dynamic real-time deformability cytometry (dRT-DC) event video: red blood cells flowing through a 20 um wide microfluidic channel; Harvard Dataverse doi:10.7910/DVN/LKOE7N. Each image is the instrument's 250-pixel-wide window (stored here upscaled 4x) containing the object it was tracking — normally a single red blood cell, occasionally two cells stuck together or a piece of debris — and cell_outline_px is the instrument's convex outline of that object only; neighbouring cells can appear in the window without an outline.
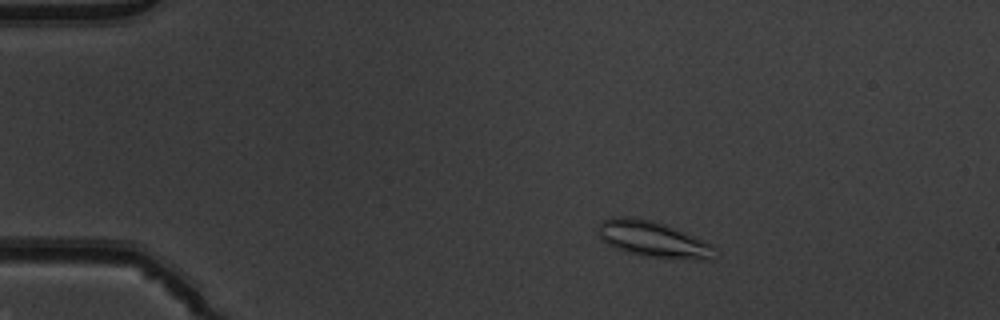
{"species": "common noctule bat (a hibernating species)", "species_latin": "Nyctalus noctula", "temperature_condition": "warm", "stored_images_in_passage": 52, "camera_frame_rate_fps": 3000, "um_per_image_px": 0.085, "animal": {"sex": "male", "body_mass_g": 19.5, "forearm_length_mm": 54.6}, "frame": {"image": 1, "passage_image": 9, "time_ms": 2.667, "image_size_px": [1000, 320], "cell_outline_px": [[720, 256], [712, 260], [700, 260], [644, 256], [628, 252], [616, 248], [600, 240], [596, 232], [600, 224], [604, 220], [612, 216], [632, 216], [652, 220], [664, 224], [712, 244], [720, 252]], "centroid_in_image_um": [55.55, 20.35], "position_along_channel_um": 29.4, "area_um2": 24.85}}
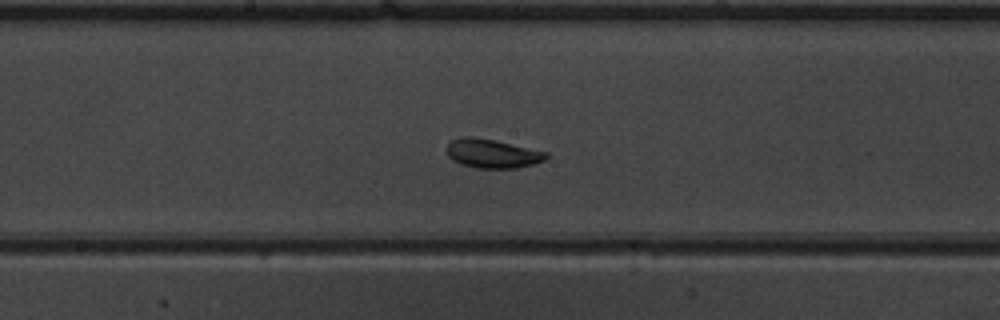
{"frame": {"image": 2, "passage_image": 28, "time_ms": 9.0, "image_size_px": [1000, 320], "cell_outline_px": [[548, 156], [544, 160], [532, 164], [516, 168], [476, 168], [460, 164], [452, 160], [448, 156], [448, 144], [452, 140], [464, 136], [472, 136], [496, 140], [548, 152]], "centroid_in_image_um": [41.84, 13.05], "position_along_channel_um": 206.4, "area_um2": 16.76}}
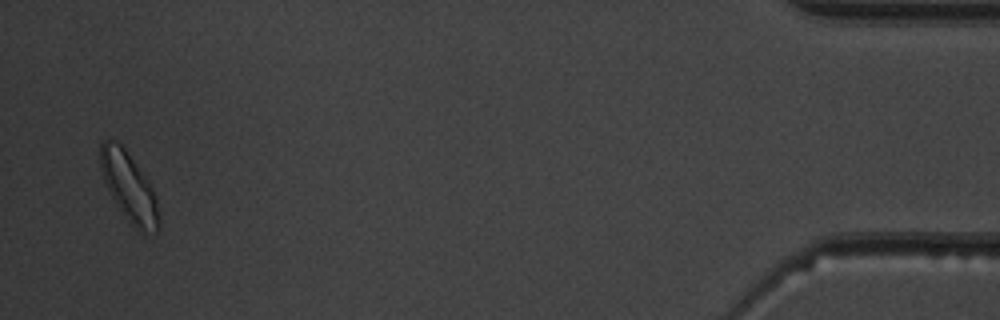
{"frame": {"image": 3, "passage_image": 51, "time_ms": 16.667, "image_size_px": [1000, 320], "cell_outline_px": [[160, 228], [156, 232], [140, 232], [128, 220], [116, 204], [104, 180], [100, 168], [100, 144], [104, 140], [116, 140], [124, 148], [152, 184], [156, 200], [160, 220]], "centroid_in_image_um": [10.99, 15.9], "position_along_channel_um": 424.2, "area_um2": 23.35}, "authors_computed_cell_mechanics": {"area_um2": 18.0914, "velocity_mm_per_s": 3.8621, "shape_relaxation_time_tau1_ms": 2.0961, "shape_relaxation_time_tau2_ms": null, "deformation_change_tau1": 0.0719, "deformation_change_tau2": null}}